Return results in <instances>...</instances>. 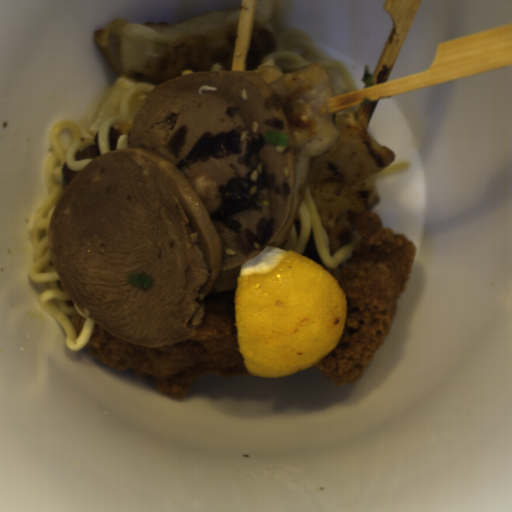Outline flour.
Segmentation results:
<instances>
[{
    "mask_svg": "<svg viewBox=\"0 0 512 512\" xmlns=\"http://www.w3.org/2000/svg\"><path fill=\"white\" fill-rule=\"evenodd\" d=\"M240 9L183 22L117 18L92 29L93 44L114 73L159 85L198 71H232Z\"/></svg>",
    "mask_w": 512,
    "mask_h": 512,
    "instance_id": "c2a2500e",
    "label": "flour"
},
{
    "mask_svg": "<svg viewBox=\"0 0 512 512\" xmlns=\"http://www.w3.org/2000/svg\"><path fill=\"white\" fill-rule=\"evenodd\" d=\"M295 0H262L253 7L244 71L255 72L261 59L276 50L277 37L287 30Z\"/></svg>",
    "mask_w": 512,
    "mask_h": 512,
    "instance_id": "a7fe0414",
    "label": "flour"
}]
</instances>
